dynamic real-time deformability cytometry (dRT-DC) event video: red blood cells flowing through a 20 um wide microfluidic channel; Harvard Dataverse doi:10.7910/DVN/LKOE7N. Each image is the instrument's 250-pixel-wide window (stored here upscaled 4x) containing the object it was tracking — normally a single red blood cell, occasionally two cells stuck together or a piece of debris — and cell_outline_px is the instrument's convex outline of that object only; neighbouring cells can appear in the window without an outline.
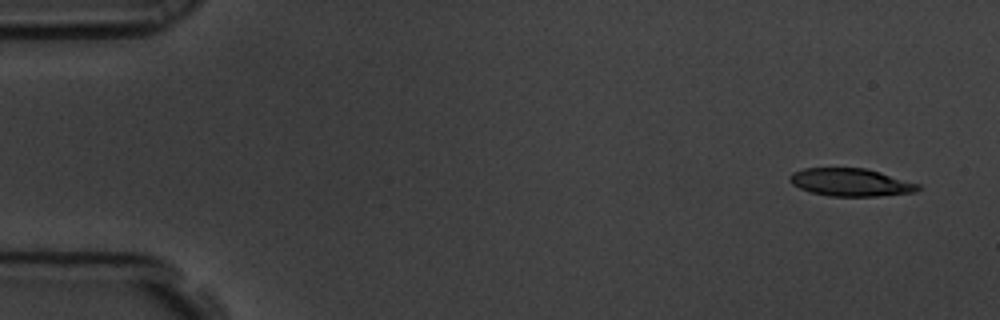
{"species": "common noctule bat (a hibernating species)", "species_latin": "Nyctalus noctula", "temperature_condition": "room temperature", "stored_images_in_passage": 6, "camera_frame_rate_fps": 3000, "um_per_image_px": 0.085, "animal": {"sex": "male", "body_mass_g": 19.5, "forearm_length_mm": 54.6}, "frame": {"image": 1, "passage_image": 1, "time_ms": 0.0, "image_size_px": [1000, 320], "cell_outline_px": [[920, 188], [916, 192], [880, 196], [828, 196], [812, 192], [800, 188], [792, 184], [788, 180], [788, 176], [792, 172], [804, 168], [864, 168], [880, 172], [920, 184]], "centroid_in_image_um": [72.3, 15.5], "position_along_channel_um": 12.7, "area_um2": 20.81}}
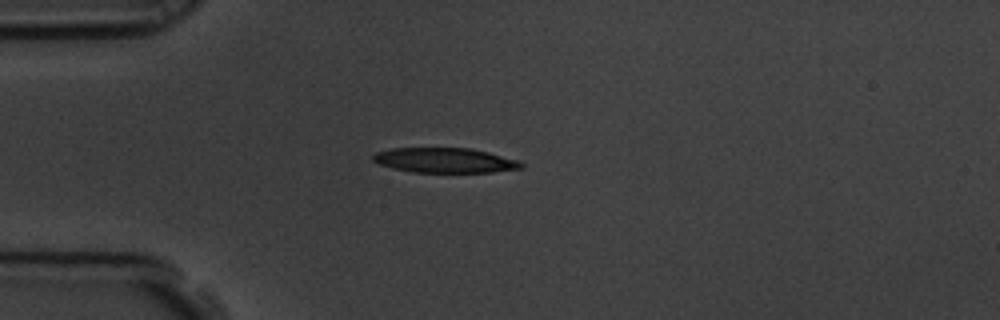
{"frame": {"image": 2, "passage_image": 5, "time_ms": 1.333, "image_size_px": [1000, 320], "cell_outline_px": [[524, 168], [492, 172], [412, 172], [392, 168], [380, 164], [372, 160], [372, 156], [376, 152], [392, 148], [468, 148], [488, 152], [520, 160], [524, 164]], "centroid_in_image_um": [37.84, 13.63], "position_along_channel_um": 47.2, "area_um2": 21.56}}
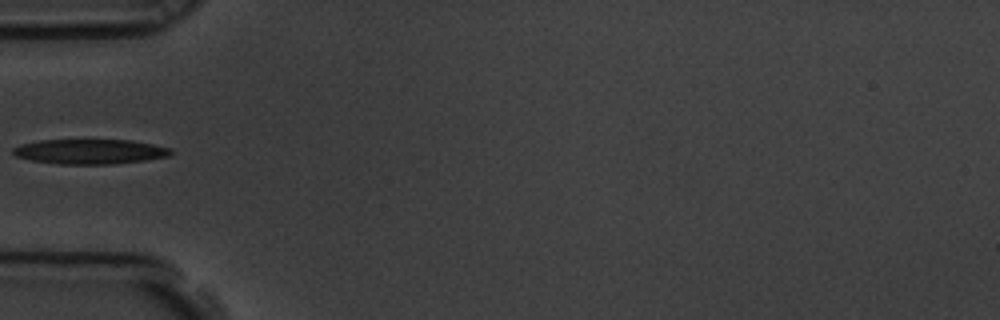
{"frame": {"image": 3, "passage_image": 6, "time_ms": 1.667, "image_size_px": [1000, 320], "cell_outline_px": [[172, 152], [168, 156], [144, 160], [112, 164], [56, 164], [32, 160], [16, 156], [12, 152], [12, 148], [20, 144], [36, 140], [132, 140], [172, 148]], "centroid_in_image_um": [7.61, 12.88], "position_along_channel_um": 77.4, "area_um2": 22.89}}